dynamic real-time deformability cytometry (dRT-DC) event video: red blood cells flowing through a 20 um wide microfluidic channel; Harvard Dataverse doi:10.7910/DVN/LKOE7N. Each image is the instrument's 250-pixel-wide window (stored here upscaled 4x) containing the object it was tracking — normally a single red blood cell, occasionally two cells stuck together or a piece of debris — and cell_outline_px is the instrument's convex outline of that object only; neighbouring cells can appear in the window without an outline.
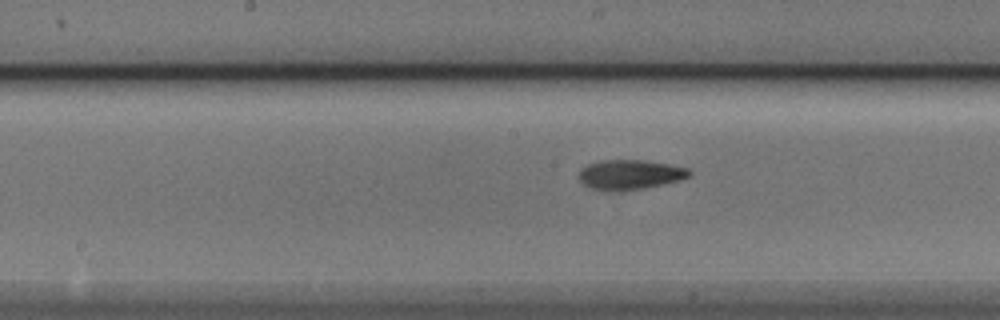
{"species": "Egyptian fruit bat (a non-hibernating species)", "species_latin": "Rousettus aegyptiacus", "temperature_condition": "cold", "stored_images_in_passage": 8, "segment_of_instrument_passage": [2, 2], "camera_frame_rate_fps": 3000, "um_per_image_px": 0.085, "animal": {"sex": "male"}, "frame": {"image": 1, "passage_image": 8, "time_ms": 9.0, "image_size_px": [1000, 320], "cell_outline_px": [[692, 172], [688, 176], [680, 180], [644, 188], [624, 192], [616, 192], [592, 188], [584, 184], [580, 180], [580, 168], [588, 164], [600, 160], [644, 160], [668, 164], [688, 168]], "centroid_in_image_um": [53.54, 14.85], "position_along_channel_um": 194.7, "area_um2": 19.19}}